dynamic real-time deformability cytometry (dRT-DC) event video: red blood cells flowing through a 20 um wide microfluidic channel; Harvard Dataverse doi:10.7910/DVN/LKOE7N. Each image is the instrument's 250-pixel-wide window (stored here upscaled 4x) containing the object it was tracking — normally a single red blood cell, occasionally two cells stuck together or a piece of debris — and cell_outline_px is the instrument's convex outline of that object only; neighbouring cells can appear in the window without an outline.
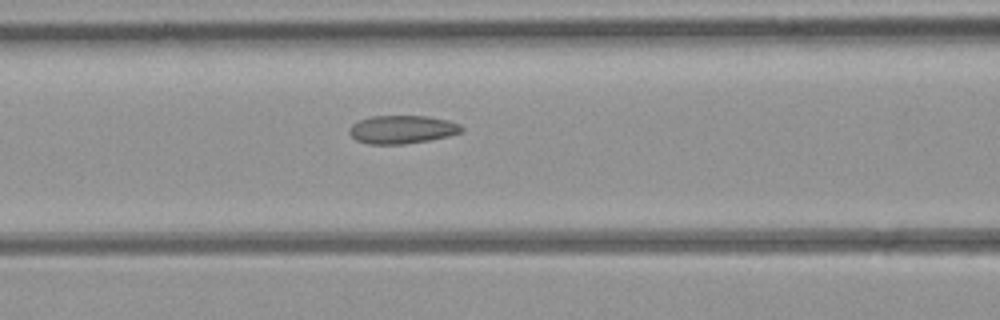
{"species": "common noctule bat (a hibernating species)", "species_latin": "Nyctalus noctula", "temperature_condition": "room temperature", "stored_images_in_passage": 5, "camera_frame_rate_fps": 3000, "um_per_image_px": 0.085, "animal": {"sex": "female", "body_mass_g": 21.9}, "frame": {"image": 1, "passage_image": 5, "time_ms": 4.667, "image_size_px": [1000, 320], "cell_outline_px": [[464, 128], [460, 132], [448, 136], [428, 140], [404, 144], [368, 144], [356, 140], [348, 132], [348, 128], [352, 124], [360, 120], [372, 116], [428, 116], [460, 124]], "centroid_in_image_um": [34.14, 11.01], "position_along_channel_um": 132.5, "area_um2": 18.32}}